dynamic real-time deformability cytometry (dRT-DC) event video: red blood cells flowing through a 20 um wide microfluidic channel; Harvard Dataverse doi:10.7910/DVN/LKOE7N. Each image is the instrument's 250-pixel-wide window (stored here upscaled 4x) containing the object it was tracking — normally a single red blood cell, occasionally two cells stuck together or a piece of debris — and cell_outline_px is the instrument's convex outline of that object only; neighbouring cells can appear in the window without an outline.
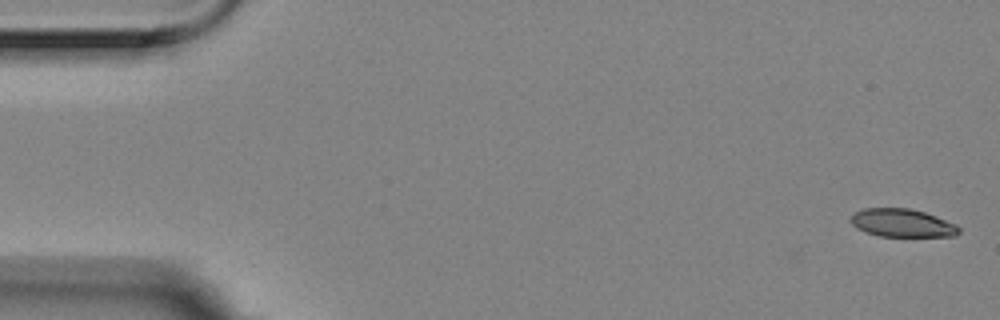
{"species": "Egyptian fruit bat (a non-hibernating species)", "species_latin": "Rousettus aegyptiacus", "temperature_condition": "room temperature", "stored_images_in_passage": 5, "camera_frame_rate_fps": 3000, "um_per_image_px": 0.085, "animal": {"sex": "female"}, "frame": {"image": 1, "passage_image": 1, "time_ms": 0.0, "image_size_px": [1000, 320], "cell_outline_px": [[960, 232], [956, 236], [880, 236], [856, 228], [852, 224], [852, 216], [856, 212], [864, 208], [908, 208], [924, 212], [936, 216], [956, 224], [960, 228]], "centroid_in_image_um": [76.73, 18.95], "position_along_channel_um": 8.3, "area_um2": 17.51}}
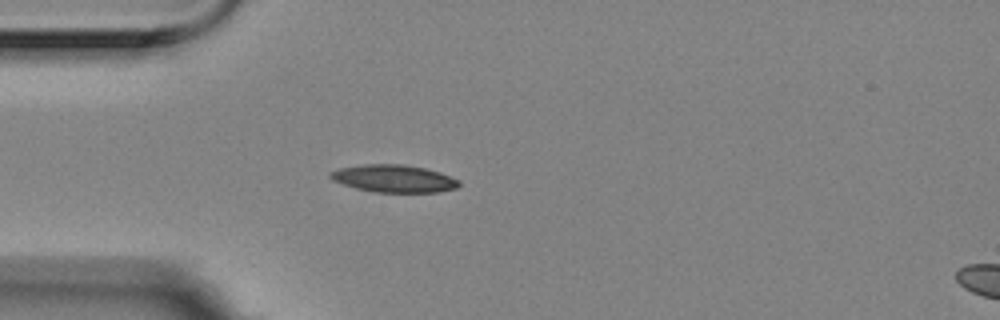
{"frame": {"image": 2, "passage_image": 5, "time_ms": 1.333, "image_size_px": [1000, 320], "cell_outline_px": [[460, 184], [456, 188], [440, 192], [376, 192], [356, 188], [332, 180], [328, 176], [332, 172], [340, 168], [364, 164], [404, 164], [424, 168], [440, 172], [460, 180]], "centroid_in_image_um": [33.51, 15.17], "position_along_channel_um": 51.5, "area_um2": 20.52}}